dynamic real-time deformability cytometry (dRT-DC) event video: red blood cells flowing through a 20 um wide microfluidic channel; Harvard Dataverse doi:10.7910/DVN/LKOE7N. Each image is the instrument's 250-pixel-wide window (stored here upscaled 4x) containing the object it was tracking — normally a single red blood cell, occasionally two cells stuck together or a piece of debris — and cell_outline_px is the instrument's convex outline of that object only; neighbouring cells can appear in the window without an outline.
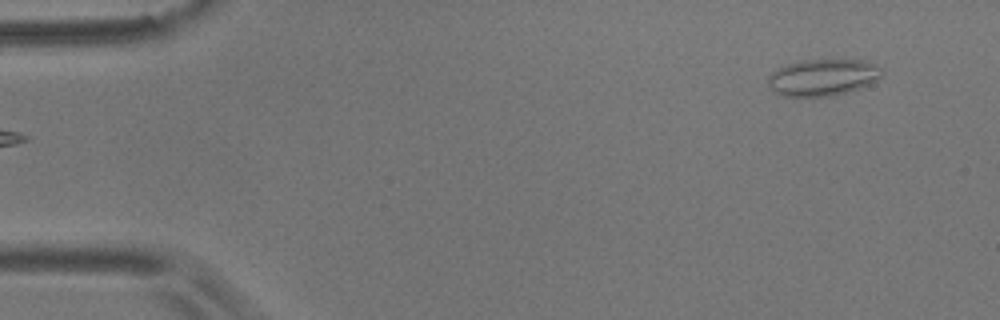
{"species": "common noctule bat (a hibernating species)", "species_latin": "Nyctalus noctula", "temperature_condition": "room temperature", "stored_images_in_passage": 4, "camera_frame_rate_fps": 3000, "um_per_image_px": 0.085, "animal": {"sex": "male", "body_mass_g": 17.9}, "frame": {"image": 1, "passage_image": 4, "time_ms": 4.333, "image_size_px": [1000, 320], "cell_outline_px": [[884, 72], [876, 80], [868, 84], [836, 96], [780, 96], [768, 84], [768, 76], [772, 72], [788, 64], [804, 60], [864, 60], [876, 64], [884, 68]], "centroid_in_image_um": [69.97, 6.57], "position_along_channel_um": 15.0, "area_um2": 24.22}}